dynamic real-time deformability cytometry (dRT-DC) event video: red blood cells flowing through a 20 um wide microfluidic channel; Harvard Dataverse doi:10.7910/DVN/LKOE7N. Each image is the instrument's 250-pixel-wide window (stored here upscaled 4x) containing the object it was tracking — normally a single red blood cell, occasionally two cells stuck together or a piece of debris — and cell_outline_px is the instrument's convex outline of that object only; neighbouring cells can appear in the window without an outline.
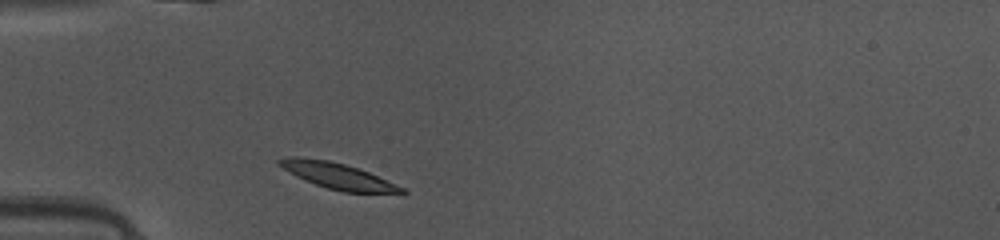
{"species": "common noctule bat (a hibernating species)", "species_latin": "Nyctalus noctula", "temperature_condition": "warm", "stored_images_in_passage": 36, "camera_frame_rate_fps": 3000, "um_per_image_px": 0.085, "animal": {"sex": "female", "body_mass_g": 10.0, "forearm_length_mm": 53.1}, "frame": {"image": 1, "passage_image": 2, "time_ms": 0.333, "image_size_px": [1000, 240], "cell_outline_px": [[408, 192], [404, 196], [344, 192], [328, 188], [304, 180], [296, 176], [284, 168], [276, 160], [296, 156], [328, 160], [344, 164], [368, 172], [404, 188]], "centroid_in_image_um": [28.87, 15.01], "position_along_channel_um": 56.1, "area_um2": 18.73}}
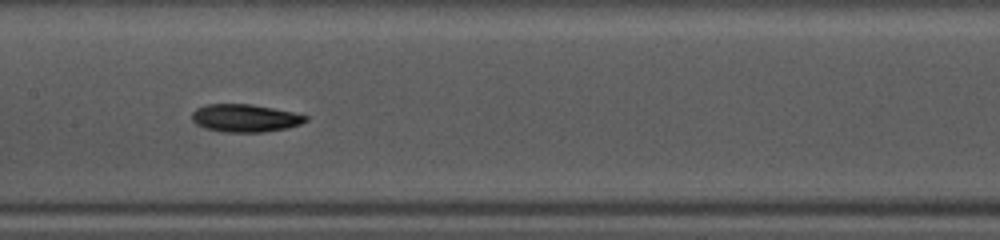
{"frame": {"image": 2, "passage_image": 12, "time_ms": 3.667, "image_size_px": [1000, 240], "cell_outline_px": [[308, 120], [300, 124], [288, 128], [264, 132], [224, 132], [204, 128], [196, 124], [192, 120], [192, 112], [196, 108], [204, 104], [252, 104], [292, 112], [308, 116]], "centroid_in_image_um": [20.81, 10.04], "position_along_channel_um": 186.6, "area_um2": 18.5}}
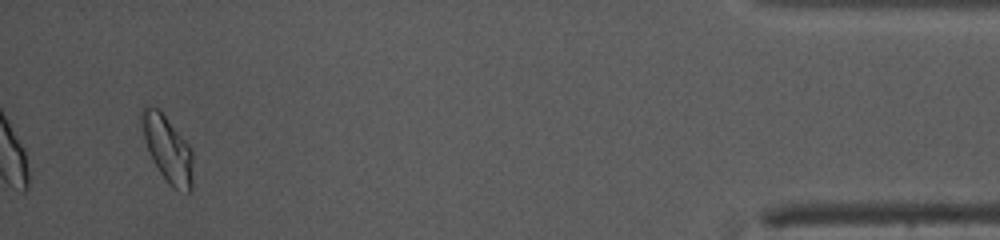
{"frame": {"image": 3, "passage_image": 34, "time_ms": 11.0, "image_size_px": [1000, 240], "cell_outline_px": [[192, 192], [188, 192], [172, 188], [168, 184], [152, 160], [148, 152], [144, 136], [140, 116], [140, 112], [148, 104], [160, 108], [192, 148]], "centroid_in_image_um": [14.25, 12.63], "position_along_channel_um": 421.0, "area_um2": 20.06}, "authors_computed_cell_mechanics": {"area_um2": 18.2648, "velocity_mm_per_s": 4.1273, "shape_relaxation_time_tau1_ms": 3.1992, "shape_relaxation_time_tau2_ms": null, "deformation_change_tau1": 0.1158, "deformation_change_tau2": null}}